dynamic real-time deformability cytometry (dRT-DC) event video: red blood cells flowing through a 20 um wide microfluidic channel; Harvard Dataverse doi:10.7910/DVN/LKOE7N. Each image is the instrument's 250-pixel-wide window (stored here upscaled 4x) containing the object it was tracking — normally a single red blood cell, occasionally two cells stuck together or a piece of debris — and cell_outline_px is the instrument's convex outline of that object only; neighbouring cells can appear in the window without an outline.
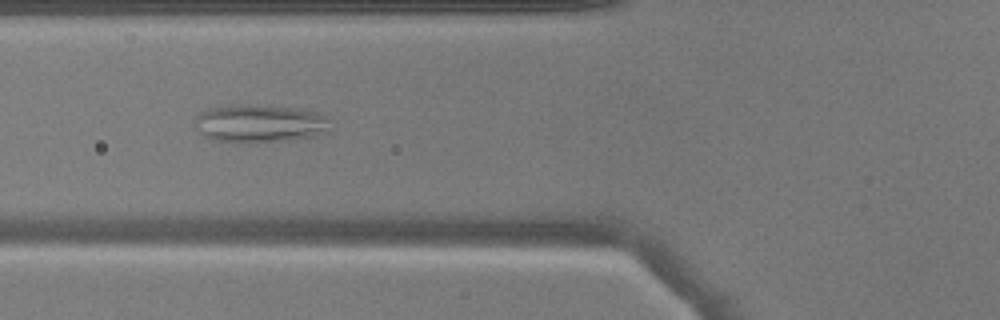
{"species": "common noctule bat (a hibernating species)", "species_latin": "Nyctalus noctula", "temperature_condition": "warm", "stored_images_in_passage": 48, "camera_frame_rate_fps": 3000, "um_per_image_px": 0.085, "animal": {"sex": "male", "body_mass_g": 17.9}, "frame": {"image": 1, "passage_image": 17, "time_ms": 5.333, "image_size_px": [1000, 320], "cell_outline_px": [[332, 128], [328, 132], [316, 136], [288, 140], [216, 140], [204, 136], [196, 128], [192, 120], [200, 112], [208, 108], [232, 104], [248, 104], [288, 108], [316, 112], [328, 120]], "centroid_in_image_um": [22.05, 10.46], "position_along_channel_um": 103.8, "area_um2": 29.3}}
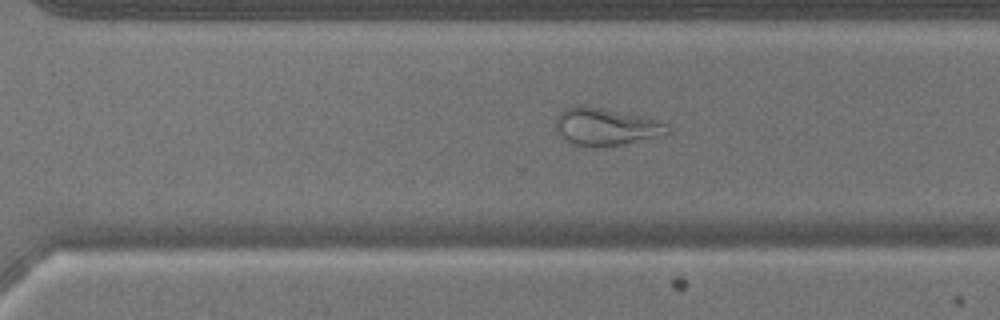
{"frame": {"image": 2, "passage_image": 33, "time_ms": 10.667, "image_size_px": [1000, 320], "cell_outline_px": [[668, 132], [624, 144], [588, 148], [584, 148], [572, 144], [564, 140], [556, 128], [556, 116], [564, 108], [600, 108], [636, 116], [668, 124]], "centroid_in_image_um": [51.39, 10.83], "position_along_channel_um": 319.2, "area_um2": 23.29}}
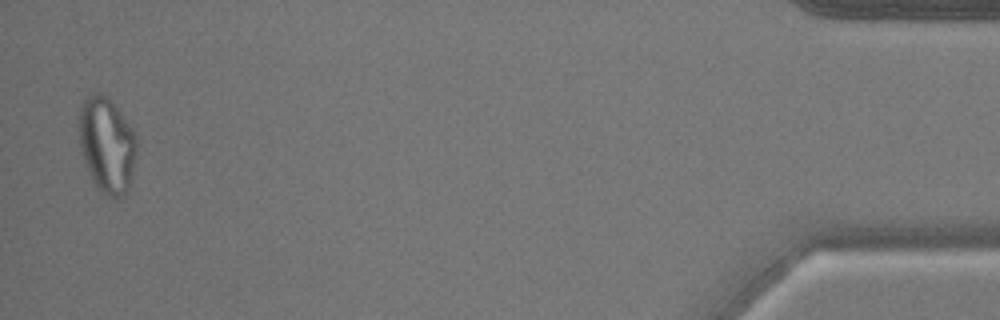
{"frame": {"image": 3, "passage_image": 47, "time_ms": 15.333, "image_size_px": [1000, 320], "cell_outline_px": [[136, 152], [128, 192], [124, 196], [116, 200], [112, 200], [92, 180], [80, 152], [76, 116], [84, 100], [88, 96], [96, 92], [100, 92], [108, 96], [116, 104], [132, 128], [136, 136]], "centroid_in_image_um": [9.06, 12.28], "position_along_channel_um": 426.1, "area_um2": 32.89}}